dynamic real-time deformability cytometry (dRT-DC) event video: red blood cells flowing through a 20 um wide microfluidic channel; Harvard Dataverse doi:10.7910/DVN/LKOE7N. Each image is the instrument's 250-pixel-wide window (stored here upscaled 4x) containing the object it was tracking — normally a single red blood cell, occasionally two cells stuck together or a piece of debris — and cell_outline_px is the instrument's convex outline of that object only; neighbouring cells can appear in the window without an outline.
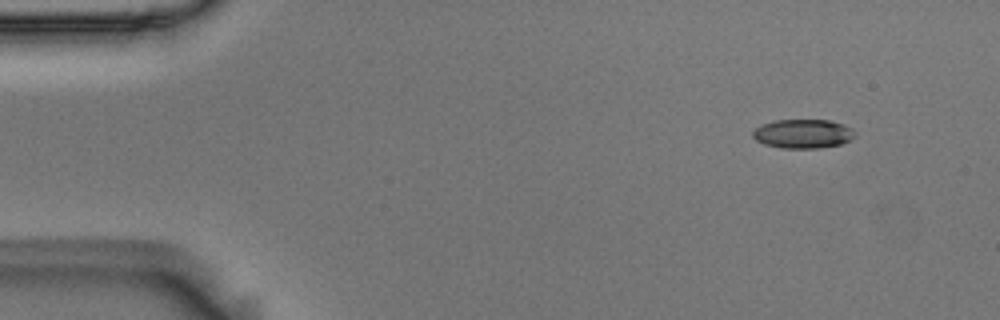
{"species": "Egyptian fruit bat (a non-hibernating species)", "species_latin": "Rousettus aegyptiacus", "temperature_condition": "room temperature", "stored_images_in_passage": 3, "camera_frame_rate_fps": 3000, "um_per_image_px": 0.085, "animal": {"sex": "male"}, "frame": {"image": 1, "passage_image": 1, "time_ms": 0.0, "image_size_px": [1000, 320], "cell_outline_px": [[856, 136], [852, 140], [840, 144], [820, 148], [780, 148], [764, 144], [756, 140], [752, 136], [752, 132], [756, 128], [764, 124], [776, 120], [828, 120], [844, 124], [852, 128], [856, 132]], "centroid_in_image_um": [68.3, 11.37], "position_along_channel_um": 16.7, "area_um2": 17.4}}